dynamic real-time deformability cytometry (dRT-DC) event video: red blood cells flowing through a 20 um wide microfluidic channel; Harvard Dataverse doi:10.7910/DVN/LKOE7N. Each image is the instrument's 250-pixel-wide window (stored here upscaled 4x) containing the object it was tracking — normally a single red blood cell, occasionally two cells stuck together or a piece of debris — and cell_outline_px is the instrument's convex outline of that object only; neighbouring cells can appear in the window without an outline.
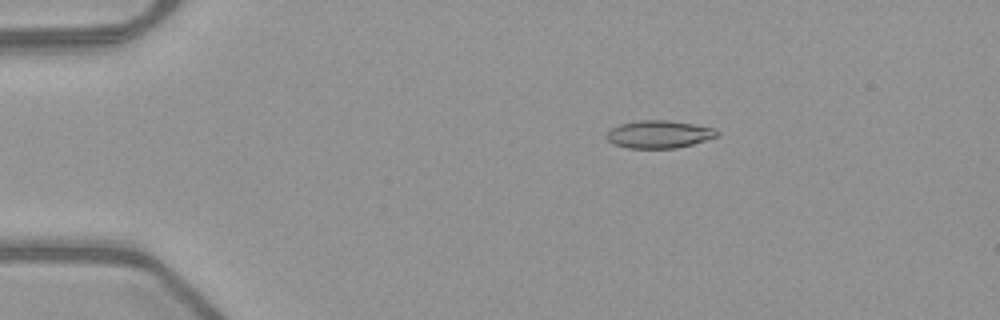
{"species": "common noctule bat (a hibernating species)", "species_latin": "Nyctalus noctula", "temperature_condition": "warm", "stored_images_in_passage": 52, "camera_frame_rate_fps": 3000, "um_per_image_px": 0.085, "animal": {"sex": "female", "body_mass_g": 21.9}, "frame": {"image": 1, "passage_image": 10, "time_ms": 3.0, "image_size_px": [1000, 320], "cell_outline_px": [[720, 132], [716, 136], [692, 144], [676, 148], [628, 148], [616, 144], [608, 140], [608, 132], [612, 128], [620, 124], [640, 120], [668, 120], [716, 128]], "centroid_in_image_um": [56.04, 11.41], "position_along_channel_um": 29.0, "area_um2": 17.51}}
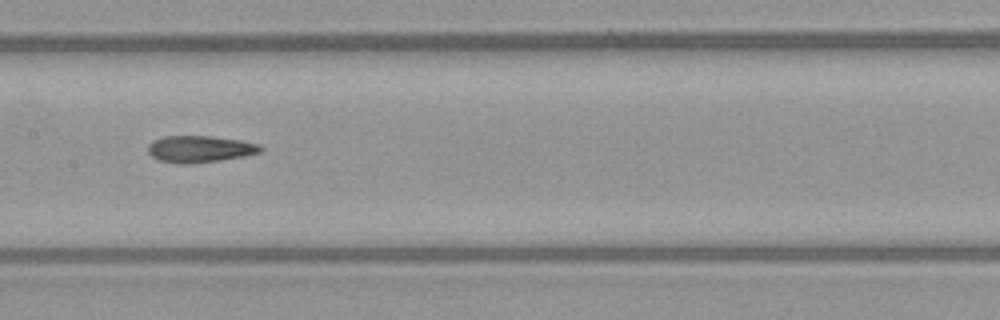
{"frame": {"image": 2, "passage_image": 27, "time_ms": 8.667, "image_size_px": [1000, 320], "cell_outline_px": [[264, 148], [260, 152], [244, 156], [188, 164], [180, 164], [160, 160], [152, 156], [148, 152], [148, 144], [152, 140], [164, 136], [212, 136], [240, 140], [260, 144]], "centroid_in_image_um": [16.98, 12.65], "position_along_channel_um": 190.4, "area_um2": 17.46}}
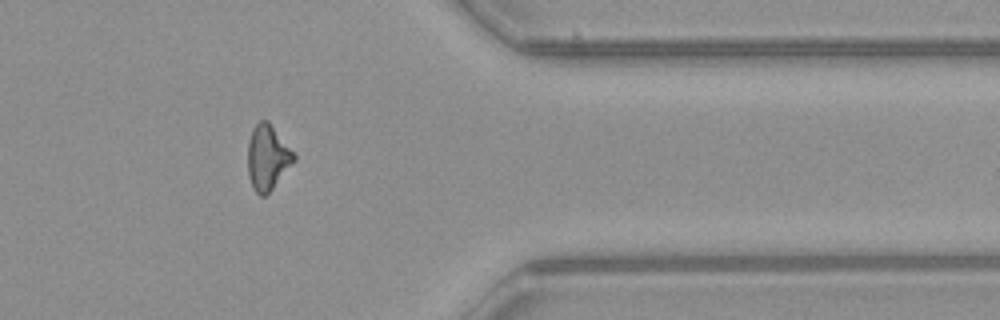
{"frame": {"image": 3, "passage_image": 43, "time_ms": 14.0, "image_size_px": [1000, 320], "cell_outline_px": [[296, 160], [272, 188], [264, 196], [260, 196], [252, 188], [248, 176], [248, 140], [252, 128], [260, 120], [268, 120], [296, 156]], "centroid_in_image_um": [22.72, 13.38], "position_along_channel_um": 388.7, "area_um2": 17.4}, "authors_computed_cell_mechanics": {"area_um2": 17.629, "velocity_mm_per_s": 4.015, "shape_relaxation_time_tau1_ms": null, "shape_relaxation_time_tau2_ms": 5.994, "deformation_change_tau1": null, "deformation_change_tau2": 0.1726}}